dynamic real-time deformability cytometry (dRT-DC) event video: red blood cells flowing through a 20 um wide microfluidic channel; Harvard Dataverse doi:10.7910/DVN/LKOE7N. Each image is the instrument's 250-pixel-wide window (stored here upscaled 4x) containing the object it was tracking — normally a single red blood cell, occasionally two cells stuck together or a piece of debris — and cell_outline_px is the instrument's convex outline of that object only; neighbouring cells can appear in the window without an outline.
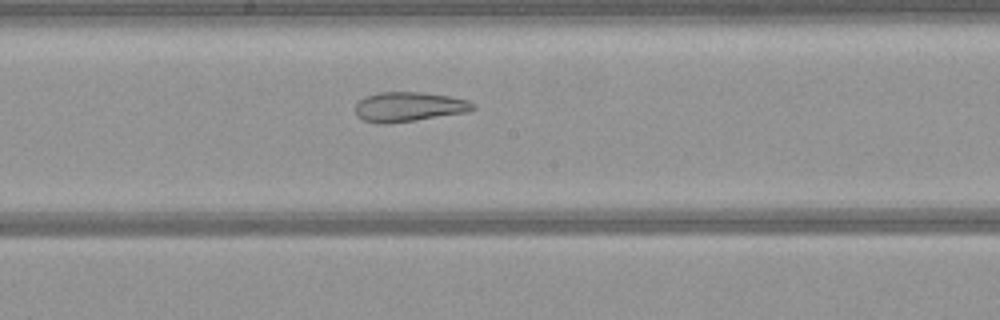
{"species": "common noctule bat (a hibernating species)", "species_latin": "Nyctalus noctula", "temperature_condition": "warm", "stored_images_in_passage": 52, "camera_frame_rate_fps": 3000, "um_per_image_px": 0.085, "animal": {"sex": "female", "body_mass_g": 21.9}, "frame": {"image": 1, "passage_image": 27, "time_ms": 8.667, "image_size_px": [1000, 320], "cell_outline_px": [[476, 108], [468, 112], [416, 120], [388, 124], [376, 124], [364, 120], [356, 116], [356, 104], [364, 96], [380, 92], [420, 92], [448, 96], [468, 100], [476, 104]], "centroid_in_image_um": [34.75, 9.08], "position_along_channel_um": 213.5, "area_um2": 20.46}}
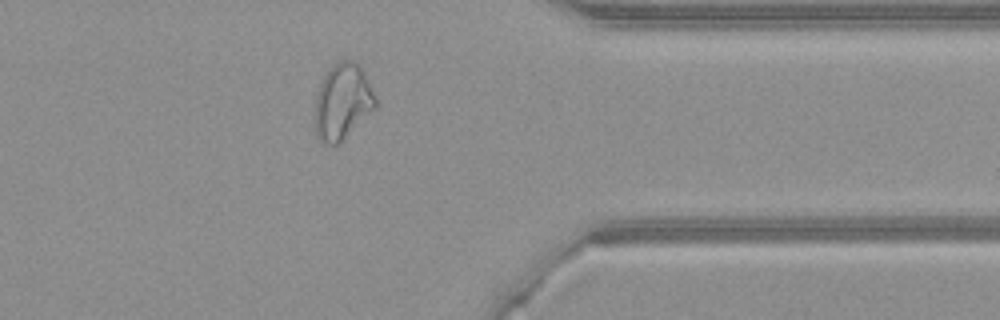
{"frame": {"image": 2, "passage_image": 41, "time_ms": 13.333, "image_size_px": [1000, 320], "cell_outline_px": [[376, 108], [336, 144], [328, 144], [320, 140], [316, 136], [316, 96], [320, 80], [332, 64], [340, 60], [352, 60], [364, 72], [376, 96]], "centroid_in_image_um": [29.11, 8.59], "position_along_channel_um": 382.3, "area_um2": 26.36}}
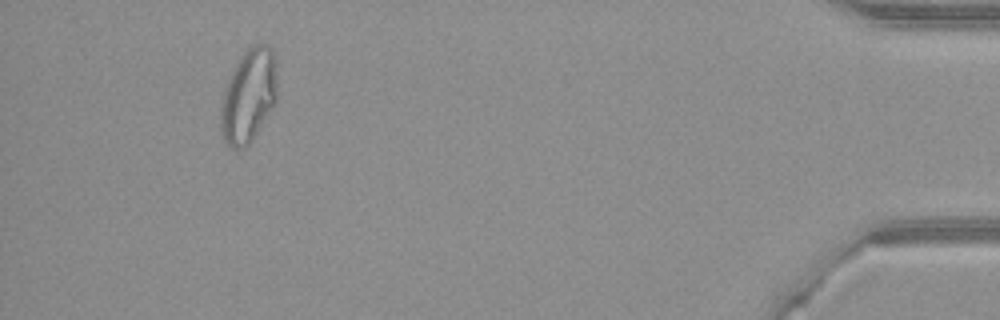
{"frame": {"image": 3, "passage_image": 48, "time_ms": 15.667, "image_size_px": [1000, 320], "cell_outline_px": [[276, 100], [272, 108], [252, 140], [244, 148], [232, 148], [224, 140], [220, 128], [220, 112], [224, 88], [240, 56], [252, 44], [264, 44], [272, 48], [276, 68]], "centroid_in_image_um": [21.12, 8.14], "position_along_channel_um": 414.1, "area_um2": 30.58}}